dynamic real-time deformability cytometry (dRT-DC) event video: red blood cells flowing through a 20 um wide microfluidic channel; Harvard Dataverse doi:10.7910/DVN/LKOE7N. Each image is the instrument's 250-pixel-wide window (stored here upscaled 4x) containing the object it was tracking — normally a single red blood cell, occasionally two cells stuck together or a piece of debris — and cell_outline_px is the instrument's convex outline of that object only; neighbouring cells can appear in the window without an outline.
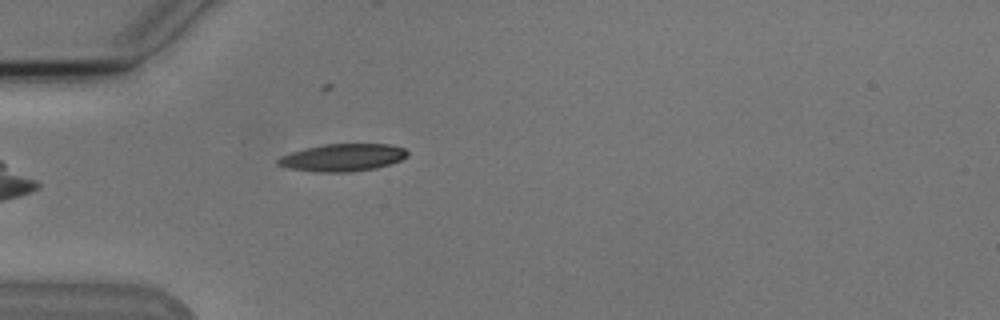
{"species": "Egyptian fruit bat (a non-hibernating species)", "species_latin": "Rousettus aegyptiacus", "temperature_condition": "cold", "stored_images_in_passage": 3, "camera_frame_rate_fps": 3000, "um_per_image_px": 0.085, "animal": {"sex": "male"}, "frame": {"image": 1, "passage_image": 3, "time_ms": 2.333, "image_size_px": [1000, 320], "cell_outline_px": [[408, 156], [400, 160], [376, 168], [352, 172], [316, 172], [288, 168], [276, 164], [276, 160], [280, 156], [304, 148], [324, 144], [392, 144], [404, 148], [408, 152]], "centroid_in_image_um": [29.11, 13.39], "position_along_channel_um": 55.9, "area_um2": 20.81}}